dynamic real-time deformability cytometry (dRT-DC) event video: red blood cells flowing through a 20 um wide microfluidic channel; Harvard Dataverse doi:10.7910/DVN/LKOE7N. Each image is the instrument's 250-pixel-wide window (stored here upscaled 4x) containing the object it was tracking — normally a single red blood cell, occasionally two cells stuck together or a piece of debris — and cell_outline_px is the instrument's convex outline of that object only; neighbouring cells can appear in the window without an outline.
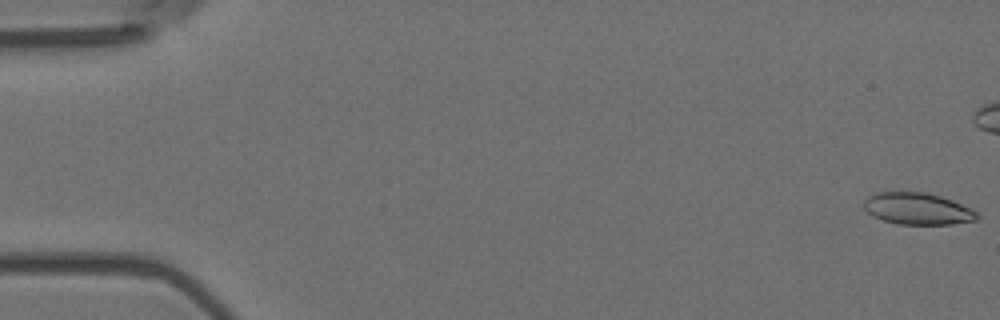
{"species": "Egyptian fruit bat (a non-hibernating species)", "species_latin": "Rousettus aegyptiacus", "temperature_condition": "room temperature", "stored_images_in_passage": 47, "camera_frame_rate_fps": 3000, "um_per_image_px": 0.085, "animal": {"sex": "female"}, "frame": {"image": 1, "passage_image": 1, "time_ms": 0.0, "image_size_px": [1000, 320], "cell_outline_px": [[980, 216], [976, 220], [952, 224], [896, 224], [872, 216], [864, 208], [864, 200], [868, 196], [876, 192], [892, 188], [924, 192], [940, 196], [952, 200], [972, 208]], "centroid_in_image_um": [77.94, 17.69], "position_along_channel_um": 7.1, "area_um2": 21.68}}
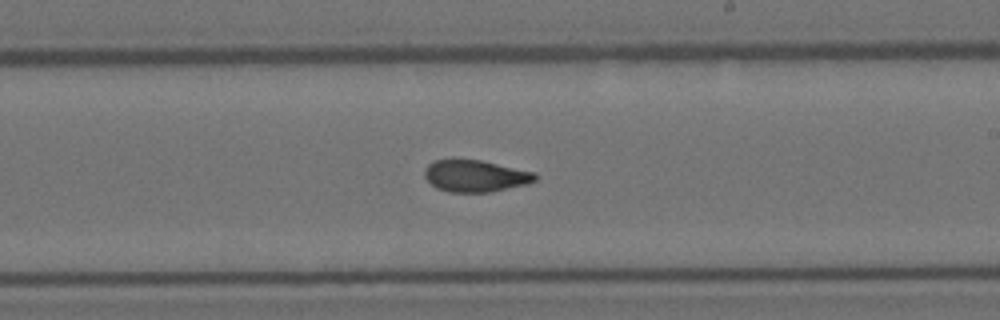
{"frame": {"image": 2, "passage_image": 33, "time_ms": 10.667, "image_size_px": [1000, 320], "cell_outline_px": [[536, 180], [528, 184], [488, 192], [448, 192], [436, 188], [424, 176], [424, 172], [428, 164], [432, 160], [480, 160], [536, 172]], "centroid_in_image_um": [40.41, 14.96], "position_along_channel_um": 248.6, "area_um2": 20.4}}
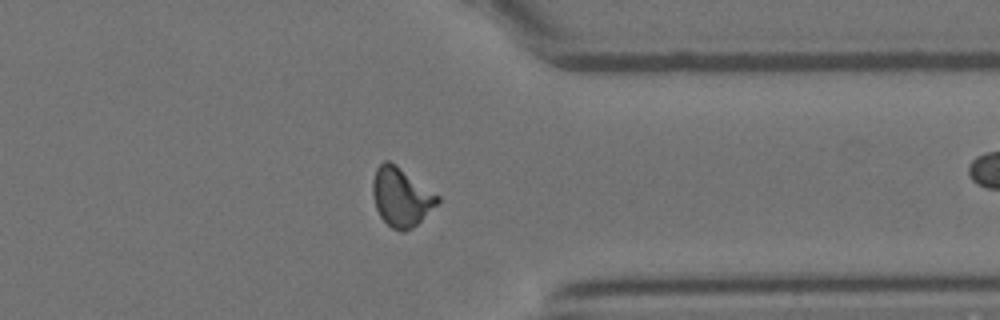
{"frame": {"image": 3, "passage_image": 44, "time_ms": 14.333, "image_size_px": [1000, 320], "cell_outline_px": [[440, 200], [412, 228], [404, 232], [400, 232], [392, 228], [380, 216], [376, 208], [372, 192], [372, 180], [376, 168], [384, 160], [388, 160], [396, 164], [440, 196]], "centroid_in_image_um": [34.07, 16.72], "position_along_channel_um": 377.3, "area_um2": 22.02}}